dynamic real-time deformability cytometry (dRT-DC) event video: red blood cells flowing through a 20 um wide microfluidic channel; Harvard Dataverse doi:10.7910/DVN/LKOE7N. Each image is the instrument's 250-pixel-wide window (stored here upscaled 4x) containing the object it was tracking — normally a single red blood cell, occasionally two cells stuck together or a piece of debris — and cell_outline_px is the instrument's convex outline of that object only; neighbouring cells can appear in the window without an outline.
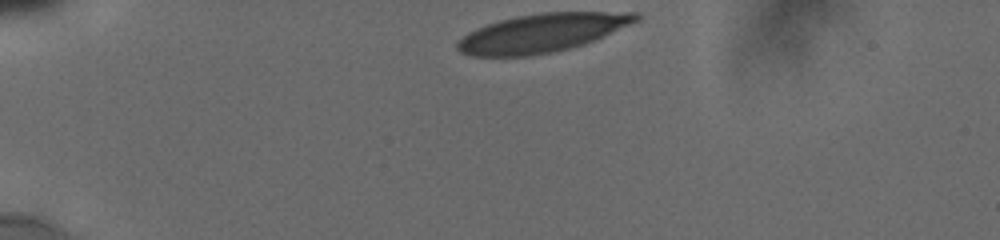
{"species": "human", "species_latin": "Homo sapiens", "temperature_condition": "cold", "stored_images_in_passage": 45, "camera_frame_rate_fps": 3000, "um_per_image_px": 0.085, "donor": {"sex": "male"}, "frame": {"image": 1, "passage_image": 1, "time_ms": 0.0, "image_size_px": [1000, 240], "cell_outline_px": [[640, 20], [584, 44], [552, 52], [524, 56], [476, 56], [460, 52], [456, 48], [456, 44], [468, 32], [476, 28], [500, 20], [516, 16], [540, 12], [640, 12]], "centroid_in_image_um": [46.08, 2.78], "position_along_channel_um": 38.9, "area_um2": 39.71}}
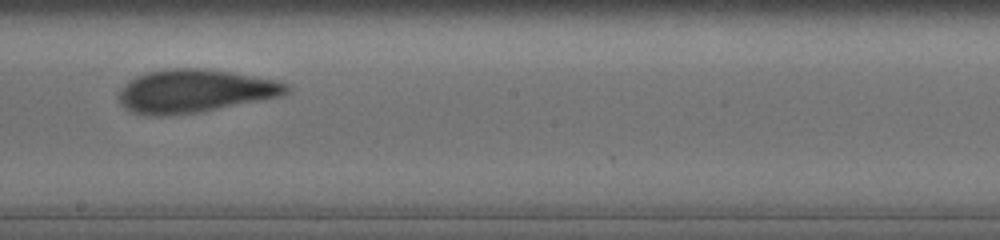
{"frame": {"image": 2, "passage_image": 29, "time_ms": 6.667, "image_size_px": [1000, 240], "cell_outline_px": [[292, 88], [288, 92], [280, 96], [260, 100], [196, 112], [156, 116], [136, 112], [128, 108], [120, 100], [120, 92], [124, 84], [128, 80], [136, 76], [148, 72], [164, 68], [204, 68], [232, 72], [276, 80], [288, 84]], "centroid_in_image_um": [16.59, 7.7], "position_along_channel_um": 231.6, "area_um2": 41.5}}
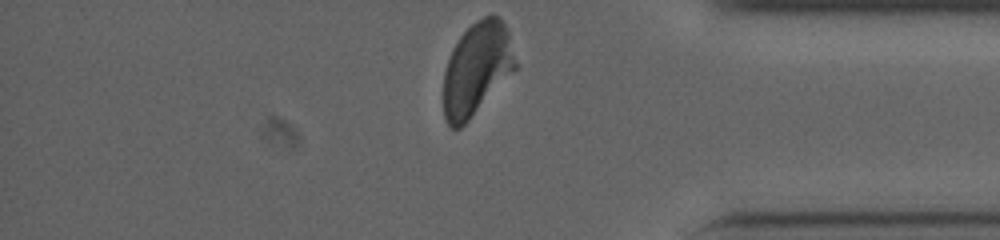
{"frame": {"image": 3, "passage_image": 45, "time_ms": 11.333, "image_size_px": [1000, 240], "cell_outline_px": [[516, 68], [468, 120], [460, 128], [452, 128], [448, 124], [444, 116], [444, 72], [452, 48], [460, 36], [476, 20], [484, 16], [500, 16], [508, 32], [516, 64]], "centroid_in_image_um": [40.5, 5.83], "position_along_channel_um": 394.7, "area_um2": 38.09}, "authors_computed_cell_mechanics": {"area_um2": 41.5004, "velocity_mm_per_s": 3.7976, "shape_relaxation_time_tau1_ms": 6.3092, "shape_relaxation_time_tau2_ms": 1.0282, "deformation_change_tau1": 0.2043, "deformation_change_tau2": 0.0641}}